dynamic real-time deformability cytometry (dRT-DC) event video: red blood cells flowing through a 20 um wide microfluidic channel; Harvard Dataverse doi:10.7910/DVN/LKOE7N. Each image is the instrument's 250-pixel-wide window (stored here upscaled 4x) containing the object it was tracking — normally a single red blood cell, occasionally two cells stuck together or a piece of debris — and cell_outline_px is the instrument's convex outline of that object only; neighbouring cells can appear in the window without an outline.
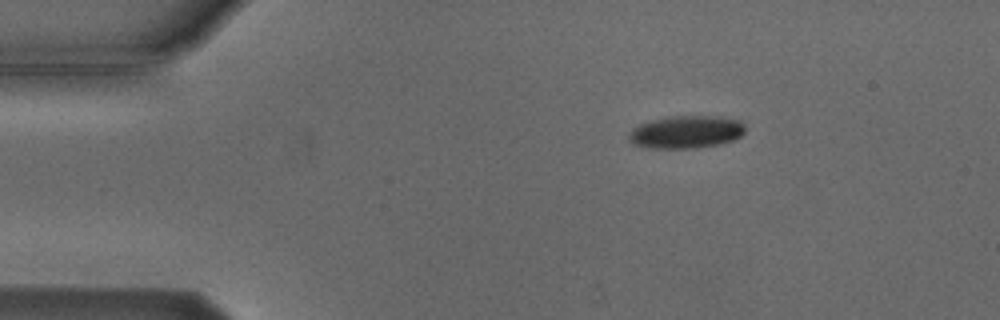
{"species": "Egyptian fruit bat (a non-hibernating species)", "species_latin": "Rousettus aegyptiacus", "temperature_condition": "cold", "stored_images_in_passage": 2, "camera_frame_rate_fps": 3000, "um_per_image_px": 0.085, "animal": {"sex": "male"}, "frame": {"image": 1, "passage_image": 1, "time_ms": 0.0, "image_size_px": [1000, 320], "cell_outline_px": [[744, 132], [736, 140], [720, 144], [696, 148], [648, 148], [632, 144], [628, 140], [628, 136], [632, 128], [640, 124], [652, 120], [672, 116], [720, 116], [740, 120], [744, 124]], "centroid_in_image_um": [58.33, 11.22], "position_along_channel_um": 26.7, "area_um2": 22.37}}